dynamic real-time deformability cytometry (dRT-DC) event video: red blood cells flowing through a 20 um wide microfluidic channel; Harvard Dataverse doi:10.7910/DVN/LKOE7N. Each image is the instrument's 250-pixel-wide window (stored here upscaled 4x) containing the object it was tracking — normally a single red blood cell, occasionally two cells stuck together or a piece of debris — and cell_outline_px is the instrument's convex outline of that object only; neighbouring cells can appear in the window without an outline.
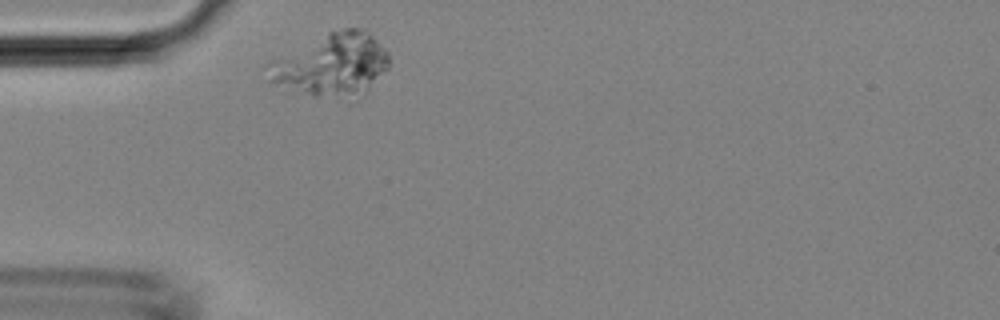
{"species": "Egyptian fruit bat (a non-hibernating species)", "species_latin": "Rousettus aegyptiacus", "temperature_condition": "room temperature", "stored_images_in_passage": 35, "camera_frame_rate_fps": 3000, "um_per_image_px": 0.085, "animal": {"sex": "female"}, "frame": {"image": 1, "passage_image": 1, "time_ms": 0.0, "image_size_px": [1000, 320], "cell_outline_px": [[388, 68], [368, 80], [344, 88], [316, 92], [312, 92], [280, 80], [280, 76], [332, 32], [348, 28], [356, 28], [368, 36], [388, 56]], "centroid_in_image_um": [28.73, 5.32], "position_along_channel_um": 56.3, "area_um2": 31.21}}
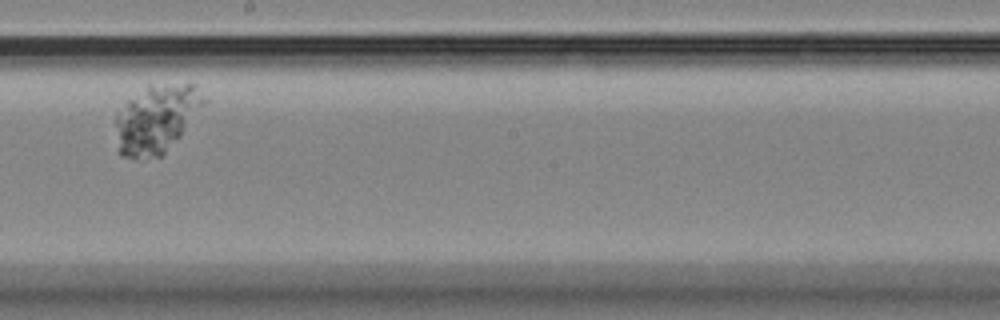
{"frame": {"image": 2, "passage_image": 15, "time_ms": 4.667, "image_size_px": [1000, 320], "cell_outline_px": [[192, 88], [180, 132], [164, 152], [160, 156], [124, 156], [120, 152], [116, 120], [128, 104], [132, 100], [148, 92], [188, 84]], "centroid_in_image_um": [12.97, 10.32], "position_along_channel_um": 235.2, "area_um2": 27.69}}
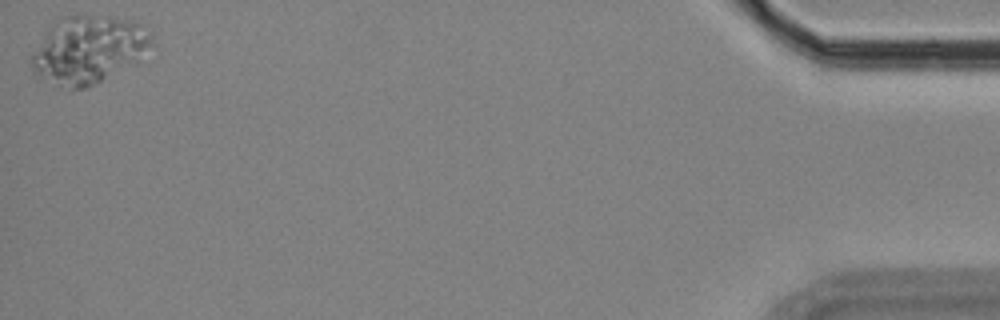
{"frame": {"image": 3, "passage_image": 35, "time_ms": 11.333, "image_size_px": [1000, 320], "cell_outline_px": [[144, 44], [100, 80], [80, 88], [76, 88], [40, 68], [32, 56], [68, 32], [88, 24], [132, 24], [144, 40]], "centroid_in_image_um": [7.57, 4.48], "position_along_channel_um": 427.6, "area_um2": 32.37}}